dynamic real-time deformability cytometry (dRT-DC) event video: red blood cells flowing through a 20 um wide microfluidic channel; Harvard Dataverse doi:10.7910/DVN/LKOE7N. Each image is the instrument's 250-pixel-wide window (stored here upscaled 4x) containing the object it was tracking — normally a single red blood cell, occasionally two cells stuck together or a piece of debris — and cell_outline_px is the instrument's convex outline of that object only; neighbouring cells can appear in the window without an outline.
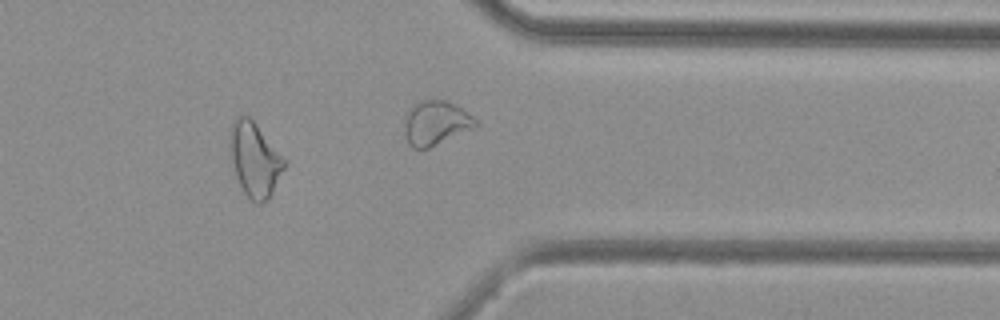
{"species": "common noctule bat (a hibernating species)", "species_latin": "Nyctalus noctula", "temperature_condition": "cold", "stored_images_in_passage": 35, "camera_frame_rate_fps": 3000, "um_per_image_px": 0.085, "animal": {"sex": "female", "body_mass_g": 29.2, "forearm_length_mm": 56.3}, "frame": {"image": 1, "passage_image": 25, "time_ms": 8.0, "image_size_px": [1000, 320], "cell_outline_px": [[284, 168], [268, 200], [260, 204], [256, 204], [244, 192], [236, 176], [228, 156], [228, 132], [236, 116], [248, 116], [256, 124], [284, 160]], "centroid_in_image_um": [21.56, 13.55], "position_along_channel_um": 389.8, "area_um2": 23.35}}